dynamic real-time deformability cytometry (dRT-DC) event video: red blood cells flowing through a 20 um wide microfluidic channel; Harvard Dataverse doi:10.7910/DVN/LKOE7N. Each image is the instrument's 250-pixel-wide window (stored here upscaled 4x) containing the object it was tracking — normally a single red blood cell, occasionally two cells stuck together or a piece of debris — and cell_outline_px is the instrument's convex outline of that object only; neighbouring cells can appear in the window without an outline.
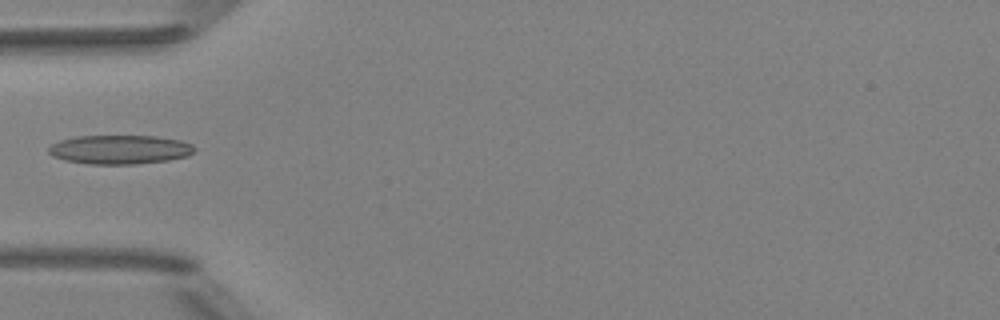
{"species": "Egyptian fruit bat (a non-hibernating species)", "species_latin": "Rousettus aegyptiacus", "temperature_condition": "room temperature", "stored_images_in_passage": 6, "camera_frame_rate_fps": 3000, "um_per_image_px": 0.085, "animal": {"sex": "female"}, "frame": {"image": 1, "passage_image": 5, "time_ms": 1.333, "image_size_px": [1000, 320], "cell_outline_px": [[196, 148], [188, 156], [168, 160], [136, 164], [88, 164], [64, 160], [52, 156], [48, 152], [48, 148], [52, 144], [60, 140], [76, 136], [156, 136], [180, 140], [192, 144]], "centroid_in_image_um": [10.17, 12.71], "position_along_channel_um": 74.8, "area_um2": 24.74}}
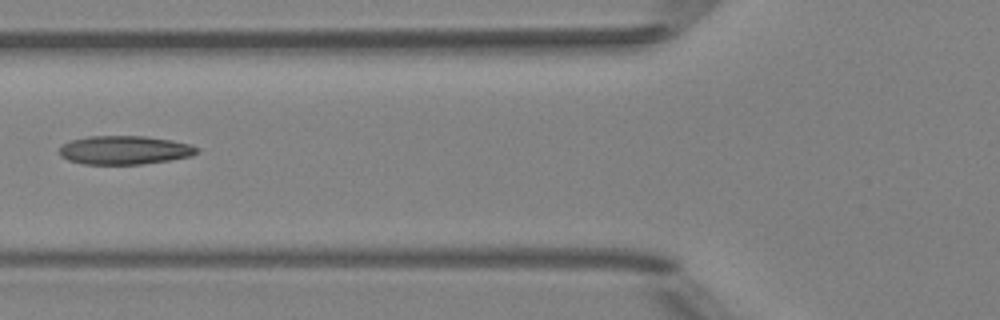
{"frame": {"image": 2, "passage_image": 6, "time_ms": 1.667, "image_size_px": [1000, 320], "cell_outline_px": [[200, 148], [192, 156], [168, 160], [140, 164], [84, 164], [68, 160], [60, 156], [60, 144], [72, 140], [88, 136], [144, 136], [172, 140], [192, 144]], "centroid_in_image_um": [10.58, 12.75], "position_along_channel_um": 115.2, "area_um2": 23.0}}